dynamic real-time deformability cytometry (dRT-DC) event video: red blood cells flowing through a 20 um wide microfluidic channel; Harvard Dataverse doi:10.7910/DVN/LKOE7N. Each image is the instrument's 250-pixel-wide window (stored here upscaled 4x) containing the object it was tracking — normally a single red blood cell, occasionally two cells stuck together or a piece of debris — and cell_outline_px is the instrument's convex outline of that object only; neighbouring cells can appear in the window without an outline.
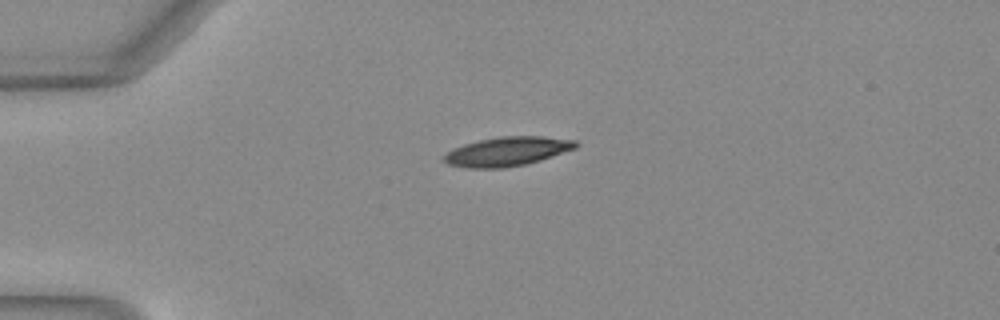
{"species": "Egyptian fruit bat (a non-hibernating species)", "species_latin": "Rousettus aegyptiacus", "temperature_condition": "warm", "stored_images_in_passage": 39, "camera_frame_rate_fps": 3000, "um_per_image_px": 0.085, "animal": {"sex": "female"}, "frame": {"image": 1, "passage_image": 1, "time_ms": 0.0, "image_size_px": [1000, 320], "cell_outline_px": [[580, 144], [576, 148], [528, 164], [504, 168], [468, 168], [448, 164], [444, 160], [444, 156], [448, 152], [464, 144], [480, 140], [500, 136], [544, 136], [576, 140]], "centroid_in_image_um": [43.17, 12.87], "position_along_channel_um": 41.8, "area_um2": 22.31}}
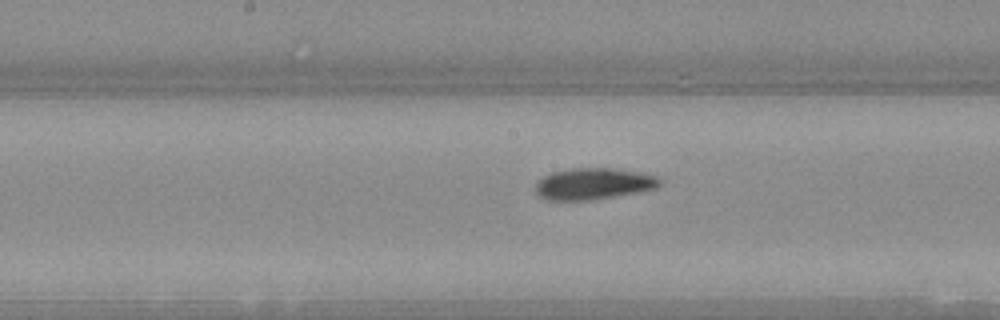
{"frame": {"image": 2, "passage_image": 15, "time_ms": 4.667, "image_size_px": [1000, 320], "cell_outline_px": [[660, 188], [640, 192], [592, 200], [544, 200], [536, 196], [536, 184], [544, 176], [552, 172], [572, 168], [612, 168], [644, 172], [656, 176], [660, 180]], "centroid_in_image_um": [50.47, 15.63], "position_along_channel_um": 197.7, "area_um2": 23.12}}
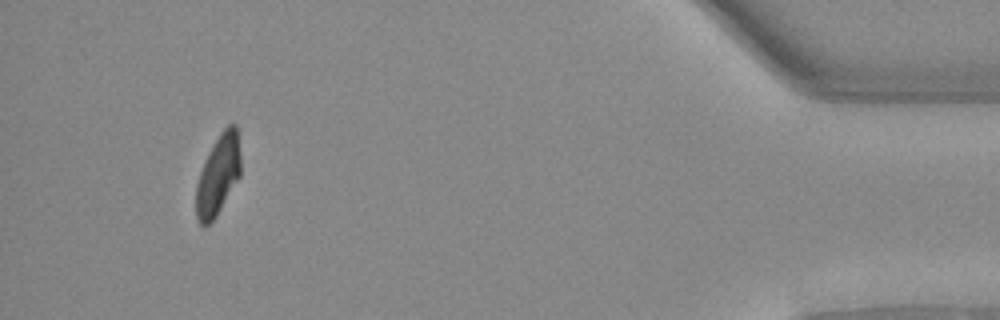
{"frame": {"image": 3, "passage_image": 36, "time_ms": 11.667, "image_size_px": [1000, 320], "cell_outline_px": [[240, 176], [216, 216], [208, 224], [200, 224], [196, 220], [196, 184], [204, 160], [208, 152], [220, 132], [228, 124], [236, 124], [240, 156]], "centroid_in_image_um": [18.53, 14.86], "position_along_channel_um": 416.7, "area_um2": 20.69}, "authors_computed_cell_mechanics": {"area_um2": 22.4264, "velocity_mm_per_s": 4.0458, "shape_relaxation_time_tau1_ms": 6.216, "shape_relaxation_time_tau2_ms": 2.6543, "deformation_change_tau1": 0.2166, "deformation_change_tau2": 0.0932}}